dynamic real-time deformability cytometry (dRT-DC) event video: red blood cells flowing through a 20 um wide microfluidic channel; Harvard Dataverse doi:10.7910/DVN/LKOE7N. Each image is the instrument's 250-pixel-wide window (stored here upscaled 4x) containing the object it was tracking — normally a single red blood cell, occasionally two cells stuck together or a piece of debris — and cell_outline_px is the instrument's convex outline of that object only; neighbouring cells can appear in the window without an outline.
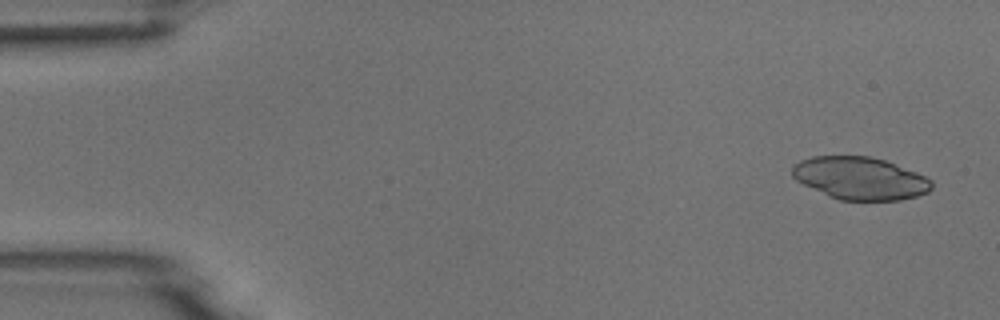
{"species": "common noctule bat (a hibernating species)", "species_latin": "Nyctalus noctula", "temperature_condition": "room temperature", "stored_images_in_passage": 5, "camera_frame_rate_fps": 3000, "um_per_image_px": 0.085, "animal": {"sex": "male", "body_mass_g": 18.8}, "frame": {"image": 1, "passage_image": 1, "time_ms": 0.0, "image_size_px": [1000, 320], "cell_outline_px": [[932, 188], [928, 192], [916, 196], [900, 200], [840, 200], [804, 184], [796, 180], [792, 176], [792, 168], [800, 160], [812, 156], [868, 156], [884, 160], [916, 172], [932, 180]], "centroid_in_image_um": [73.12, 15.15], "position_along_channel_um": 11.9, "area_um2": 34.22}}